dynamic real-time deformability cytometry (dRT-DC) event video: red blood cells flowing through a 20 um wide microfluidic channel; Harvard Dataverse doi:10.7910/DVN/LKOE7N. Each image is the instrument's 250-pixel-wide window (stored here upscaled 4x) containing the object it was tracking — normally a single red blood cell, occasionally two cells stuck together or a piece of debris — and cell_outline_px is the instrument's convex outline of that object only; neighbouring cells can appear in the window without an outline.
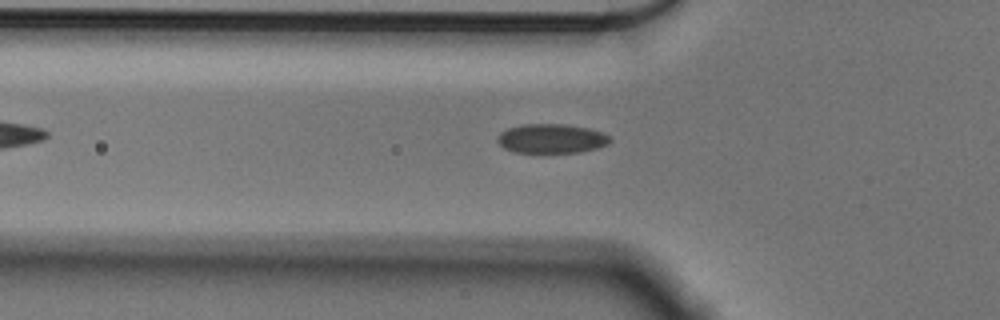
{"species": "Egyptian fruit bat (a non-hibernating species)", "species_latin": "Rousettus aegyptiacus", "temperature_condition": "cold", "stored_images_in_passage": 47, "camera_frame_rate_fps": 3000, "um_per_image_px": 0.085, "animal": {"sex": "male"}, "frame": {"image": 1, "passage_image": 11, "time_ms": 3.333, "image_size_px": [1000, 320], "cell_outline_px": [[612, 140], [608, 144], [596, 148], [580, 152], [544, 156], [512, 152], [504, 148], [496, 140], [500, 132], [508, 128], [520, 124], [564, 124], [588, 128], [600, 132], [608, 136]], "centroid_in_image_um": [46.81, 11.83], "position_along_channel_um": 79.0, "area_um2": 20.11}}
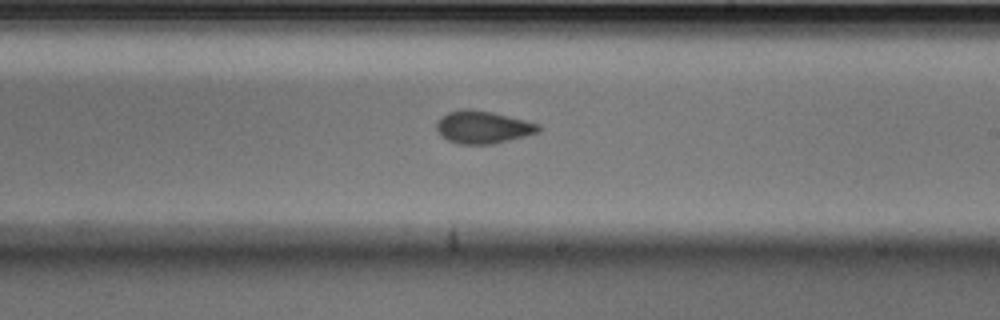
{"frame": {"image": 2, "passage_image": 25, "time_ms": 8.0, "image_size_px": [1000, 320], "cell_outline_px": [[540, 132], [492, 144], [456, 144], [440, 136], [436, 128], [436, 124], [440, 116], [448, 112], [468, 108], [492, 112], [540, 124]], "centroid_in_image_um": [41.01, 10.81], "position_along_channel_um": 248.0, "area_um2": 19.36}}
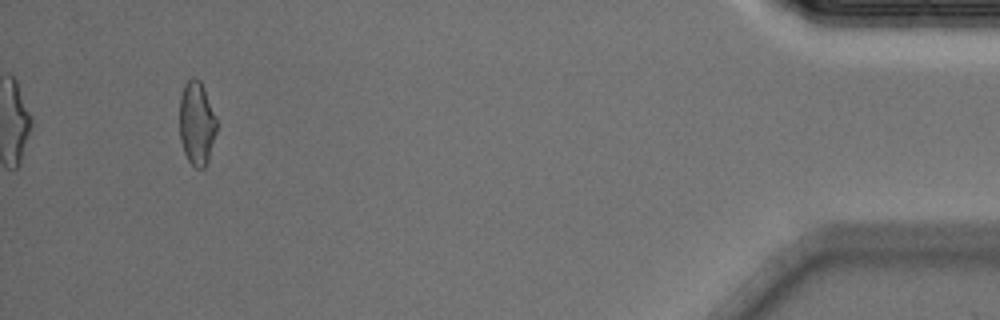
{"frame": {"image": 3, "passage_image": 45, "time_ms": 14.667, "image_size_px": [1000, 320], "cell_outline_px": [[216, 132], [208, 160], [204, 168], [196, 168], [188, 160], [184, 152], [180, 140], [180, 96], [184, 84], [192, 76], [196, 76], [200, 80], [204, 88], [216, 116]], "centroid_in_image_um": [16.71, 10.44], "position_along_channel_um": 418.5, "area_um2": 18.15}}